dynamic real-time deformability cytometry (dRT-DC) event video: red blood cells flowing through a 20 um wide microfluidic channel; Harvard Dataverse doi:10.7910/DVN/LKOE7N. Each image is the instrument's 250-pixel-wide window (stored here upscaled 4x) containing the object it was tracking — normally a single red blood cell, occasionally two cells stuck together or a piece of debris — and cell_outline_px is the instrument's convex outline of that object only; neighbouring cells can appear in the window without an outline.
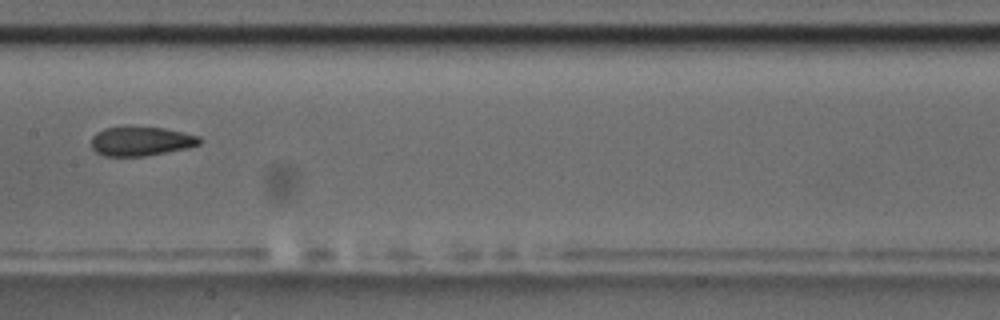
{"species": "common noctule bat (a hibernating species)", "species_latin": "Nyctalus noctula", "temperature_condition": "room temperature", "stored_images_in_passage": 5, "camera_frame_rate_fps": 3000, "um_per_image_px": 0.085, "animal": {"sex": "male", "body_mass_g": 17.5, "forearm_length_mm": 52.3}, "frame": {"image": 1, "passage_image": 4, "time_ms": 3.333, "image_size_px": [1000, 320], "cell_outline_px": [[204, 140], [200, 144], [188, 148], [144, 156], [104, 156], [96, 152], [92, 148], [92, 136], [96, 132], [104, 128], [164, 128], [184, 132], [200, 136]], "centroid_in_image_um": [12.02, 12.02], "position_along_channel_um": 195.4, "area_um2": 18.26}}
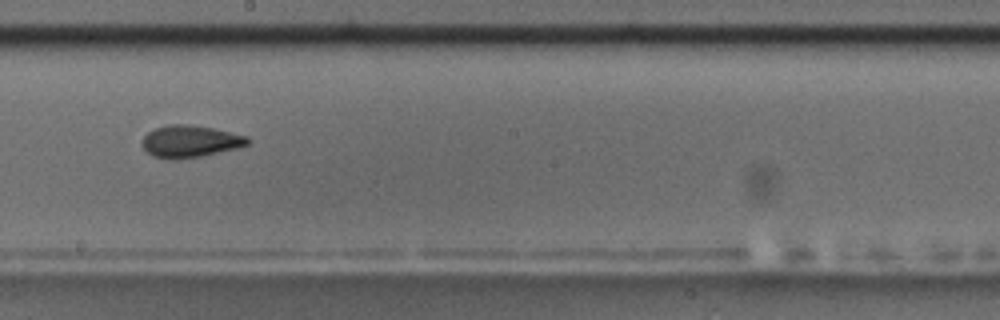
{"frame": {"image": 2, "passage_image": 5, "time_ms": 4.333, "image_size_px": [1000, 320], "cell_outline_px": [[252, 140], [248, 144], [236, 148], [200, 156], [176, 160], [168, 160], [152, 156], [144, 148], [144, 136], [148, 132], [156, 128], [168, 124], [184, 124], [212, 128], [248, 136]], "centroid_in_image_um": [16.17, 12.02], "position_along_channel_um": 232.0, "area_um2": 19.54}}